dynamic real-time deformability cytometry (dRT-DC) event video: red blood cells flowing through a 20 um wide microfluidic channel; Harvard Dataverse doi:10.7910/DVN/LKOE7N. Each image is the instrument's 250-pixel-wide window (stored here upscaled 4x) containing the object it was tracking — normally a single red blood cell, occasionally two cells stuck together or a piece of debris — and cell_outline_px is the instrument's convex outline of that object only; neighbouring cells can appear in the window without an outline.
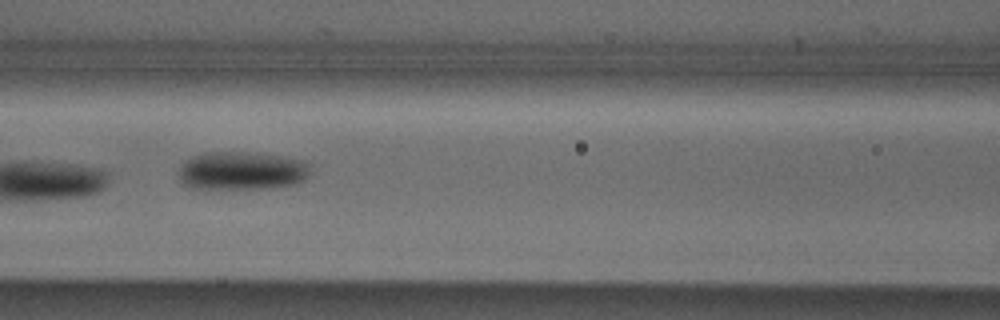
{"species": "Egyptian fruit bat (a non-hibernating species)", "species_latin": "Rousettus aegyptiacus", "temperature_condition": "cold", "stored_images_in_passage": 9, "camera_frame_rate_fps": 3000, "um_per_image_px": 0.085, "animal": {"sex": "male"}, "frame": {"image": 1, "passage_image": 7, "time_ms": 7.0, "image_size_px": [1000, 320], "cell_outline_px": [[308, 176], [304, 180], [296, 184], [268, 188], [188, 188], [180, 180], [180, 168], [192, 156], [204, 152], [248, 152], [280, 156], [300, 160], [308, 168]], "centroid_in_image_um": [20.52, 14.52], "position_along_channel_um": 146.1, "area_um2": 28.96}}
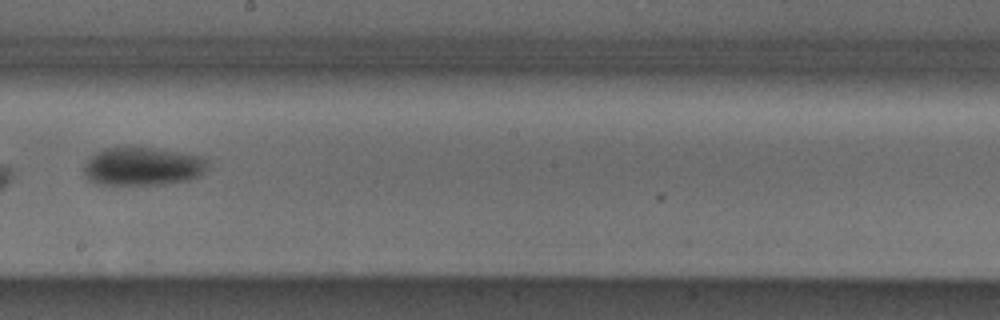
{"frame": {"image": 2, "passage_image": 9, "time_ms": 9.333, "image_size_px": [1000, 320], "cell_outline_px": [[208, 168], [200, 176], [188, 180], [164, 184], [116, 188], [96, 184], [88, 180], [84, 176], [84, 164], [96, 152], [104, 148], [152, 148], [204, 156], [208, 160]], "centroid_in_image_um": [12.1, 14.21], "position_along_channel_um": 236.1, "area_um2": 28.61}}